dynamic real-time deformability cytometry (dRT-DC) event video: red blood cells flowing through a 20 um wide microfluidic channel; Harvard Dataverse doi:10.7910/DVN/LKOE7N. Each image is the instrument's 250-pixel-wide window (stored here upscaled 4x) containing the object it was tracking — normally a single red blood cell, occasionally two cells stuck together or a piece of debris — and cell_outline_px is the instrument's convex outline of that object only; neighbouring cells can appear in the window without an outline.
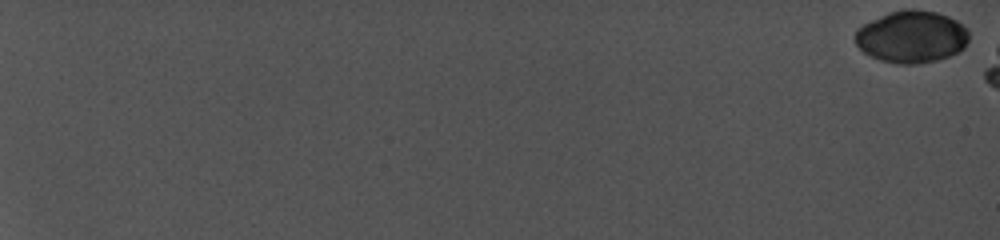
{"species": "common noctule bat (a hibernating species)", "species_latin": "Nyctalus noctula", "temperature_condition": "cold", "stored_images_in_passage": 17, "camera_frame_rate_fps": 5000, "um_per_image_px": 0.085, "animal": {"sex": "female", "body_mass_g": 19.0, "forearm_length_mm": 56.7}, "frame": {"image": 1, "passage_image": 1, "time_ms": 0.0, "image_size_px": [1000, 240], "cell_outline_px": [[968, 40], [964, 48], [948, 56], [936, 60], [916, 64], [900, 64], [880, 60], [864, 52], [856, 44], [856, 32], [860, 28], [892, 12], [932, 12], [944, 16], [960, 24], [964, 28], [968, 36]], "centroid_in_image_um": [77.49, 3.2], "position_along_channel_um": 7.5, "area_um2": 32.71}}
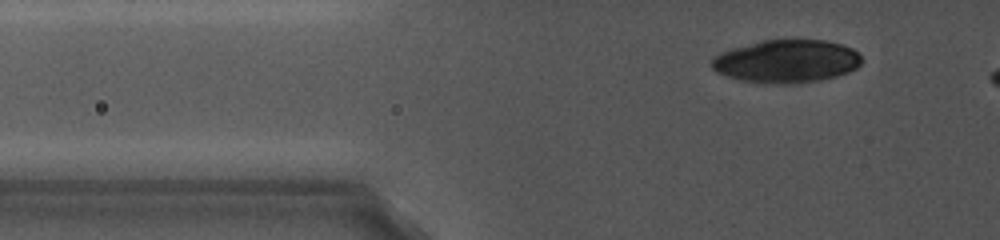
{"frame": {"image": 2, "passage_image": 16, "time_ms": 8.2, "image_size_px": [1000, 240], "cell_outline_px": [[860, 64], [856, 68], [848, 72], [836, 76], [812, 80], [744, 80], [720, 72], [712, 64], [712, 60], [728, 52], [764, 40], [820, 40], [840, 44], [856, 52], [860, 56]], "centroid_in_image_um": [66.99, 5.15], "position_along_channel_um": 58.8, "area_um2": 34.51}}